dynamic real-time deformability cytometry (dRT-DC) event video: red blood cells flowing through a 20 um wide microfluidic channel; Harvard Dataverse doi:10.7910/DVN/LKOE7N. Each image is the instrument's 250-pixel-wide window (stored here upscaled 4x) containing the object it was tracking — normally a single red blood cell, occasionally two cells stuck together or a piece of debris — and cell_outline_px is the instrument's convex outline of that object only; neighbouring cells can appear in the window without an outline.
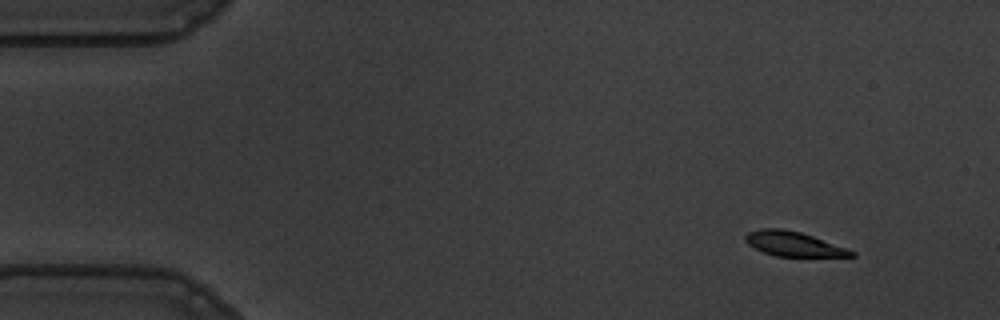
{"species": "common noctule bat (a hibernating species)", "species_latin": "Nyctalus noctula", "temperature_condition": "warm", "stored_images_in_passage": 24, "camera_frame_rate_fps": 3000, "um_per_image_px": 0.085, "animal": {"sex": "male", "body_mass_g": 19.5, "forearm_length_mm": 54.6}, "frame": {"image": 1, "passage_image": 1, "time_ms": 0.0, "image_size_px": [1000, 320], "cell_outline_px": [[856, 256], [776, 256], [764, 252], [748, 244], [744, 240], [744, 236], [748, 232], [760, 228], [780, 228], [800, 232], [812, 236], [856, 252]], "centroid_in_image_um": [67.4, 20.72], "position_along_channel_um": 17.6, "area_um2": 14.91}}
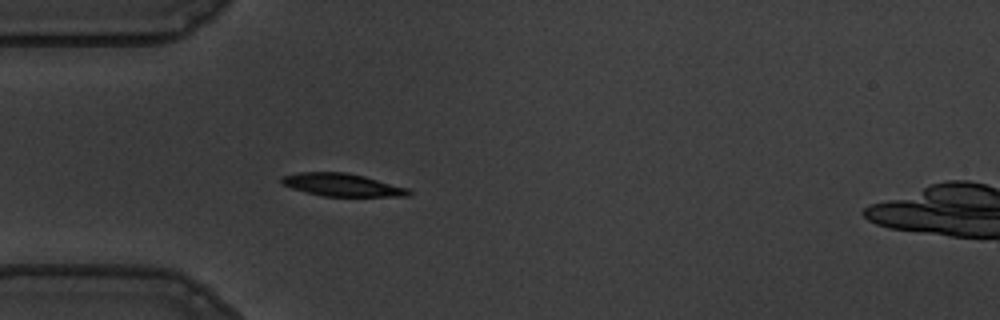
{"frame": {"image": 2, "passage_image": 12, "time_ms": 3.667, "image_size_px": [1000, 320], "cell_outline_px": [[412, 192], [408, 196], [324, 196], [292, 188], [284, 184], [280, 180], [280, 176], [296, 172], [348, 172], [364, 176], [408, 188]], "centroid_in_image_um": [29.07, 15.7], "position_along_channel_um": 55.9, "area_um2": 16.76}}